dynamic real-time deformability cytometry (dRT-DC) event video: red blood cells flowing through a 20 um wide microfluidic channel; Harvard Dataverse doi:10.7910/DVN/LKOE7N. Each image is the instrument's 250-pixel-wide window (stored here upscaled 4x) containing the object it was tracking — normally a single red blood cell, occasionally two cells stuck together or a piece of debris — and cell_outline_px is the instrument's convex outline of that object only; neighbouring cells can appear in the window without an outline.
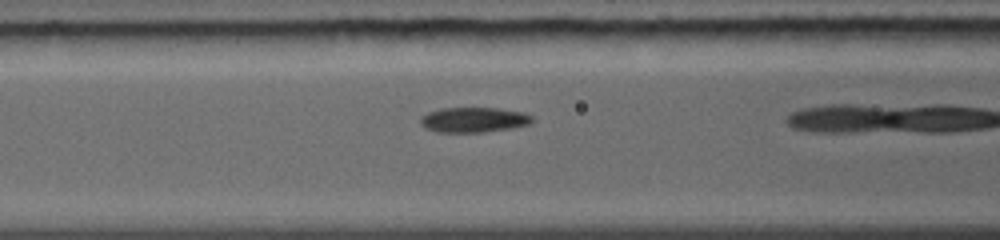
{"species": "common noctule bat (a hibernating species)", "species_latin": "Nyctalus noctula", "temperature_condition": "warm", "stored_images_in_passage": 12, "camera_frame_rate_fps": 5000, "um_per_image_px": 0.085, "animal": {"sex": "female", "body_mass_g": 19.0, "forearm_length_mm": 56.7}, "frame": {"image": 1, "passage_image": 4, "time_ms": 1.4, "image_size_px": [1000, 240], "cell_outline_px": [[536, 120], [532, 124], [512, 128], [484, 132], [436, 132], [424, 128], [420, 124], [420, 116], [428, 112], [440, 108], [496, 108], [524, 112], [532, 116]], "centroid_in_image_um": [40.28, 10.18], "position_along_channel_um": 126.3, "area_um2": 16.65}}
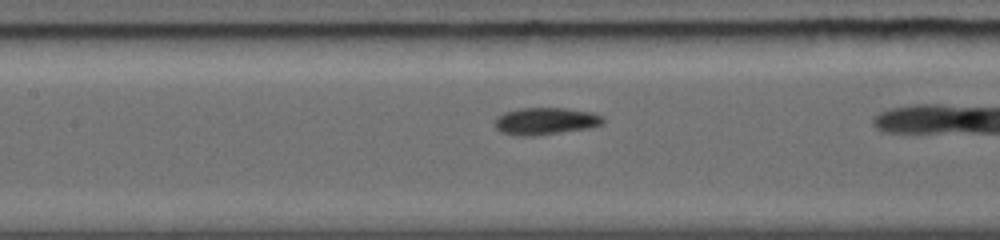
{"frame": {"image": 2, "passage_image": 6, "time_ms": 2.2, "image_size_px": [1000, 240], "cell_outline_px": [[604, 124], [592, 128], [536, 136], [516, 136], [500, 132], [492, 124], [496, 116], [504, 112], [520, 108], [564, 108], [592, 112], [604, 116]], "centroid_in_image_um": [46.36, 10.31], "position_along_channel_um": 161.0, "area_um2": 17.63}}
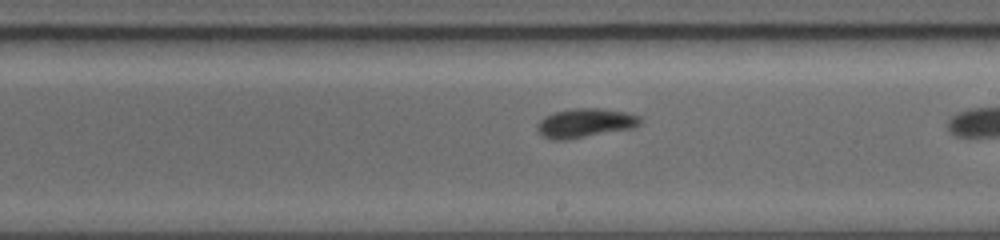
{"frame": {"image": 3, "passage_image": 10, "time_ms": 4.0, "image_size_px": [1000, 240], "cell_outline_px": [[644, 120], [640, 124], [632, 128], [568, 140], [552, 140], [536, 132], [536, 124], [544, 116], [556, 112], [576, 108], [604, 108], [628, 112], [640, 116]], "centroid_in_image_um": [49.75, 10.46], "position_along_channel_um": 239.3, "area_um2": 17.74}}